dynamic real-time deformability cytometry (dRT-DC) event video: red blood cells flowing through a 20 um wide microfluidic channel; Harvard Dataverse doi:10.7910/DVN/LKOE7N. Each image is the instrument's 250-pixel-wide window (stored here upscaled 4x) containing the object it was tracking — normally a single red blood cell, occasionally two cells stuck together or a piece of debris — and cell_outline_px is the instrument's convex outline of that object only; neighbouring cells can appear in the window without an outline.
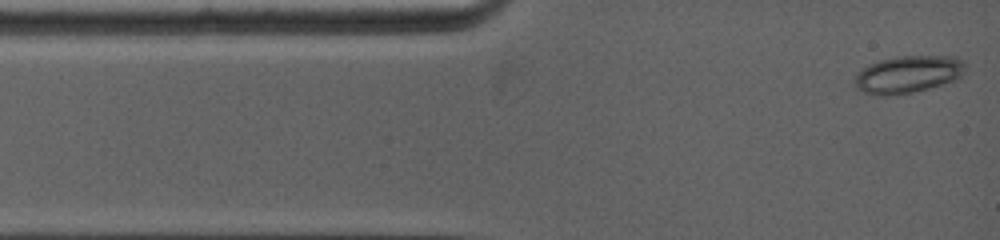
{"species": "common noctule bat (a hibernating species)", "species_latin": "Nyctalus noctula", "temperature_condition": "warm", "stored_images_in_passage": 35, "camera_frame_rate_fps": 5000, "um_per_image_px": 0.085, "animal": {"sex": "female", "body_mass_g": 19.0, "forearm_length_mm": 53.3}, "frame": {"image": 1, "passage_image": 1, "time_ms": 0.0, "image_size_px": [1000, 240], "cell_outline_px": [[964, 72], [956, 80], [944, 84], [912, 92], [888, 96], [876, 96], [864, 92], [856, 88], [852, 84], [852, 80], [868, 64], [880, 60], [896, 56], [956, 56], [964, 60]], "centroid_in_image_um": [77.16, 6.32], "position_along_channel_um": 7.8, "area_um2": 24.28}}
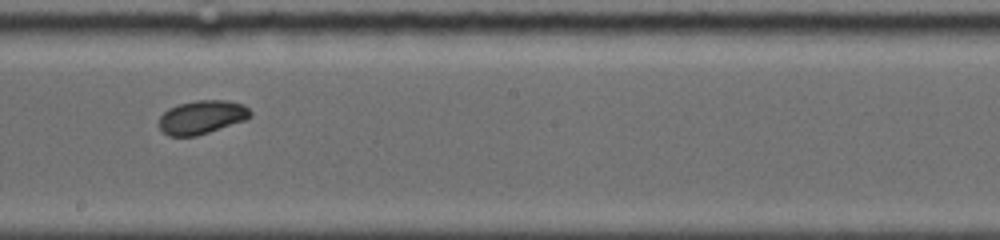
{"frame": {"image": 2, "passage_image": 19, "time_ms": 6.8, "image_size_px": [1000, 240], "cell_outline_px": [[252, 116], [248, 120], [196, 136], [168, 136], [156, 124], [160, 116], [168, 108], [180, 104], [196, 100], [228, 100], [244, 104], [252, 112]], "centroid_in_image_um": [17.18, 9.96], "position_along_channel_um": 231.0, "area_um2": 18.21}}
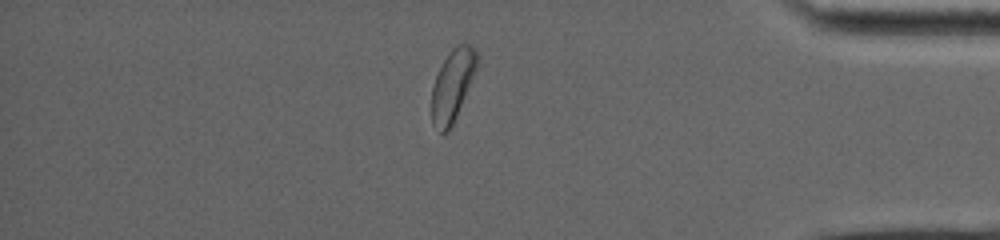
{"frame": {"image": 3, "passage_image": 31, "time_ms": 11.8, "image_size_px": [1000, 240], "cell_outline_px": [[480, 56], [476, 68], [456, 116], [448, 132], [440, 132], [432, 124], [432, 88], [436, 76], [444, 60], [452, 48], [456, 44], [468, 44]], "centroid_in_image_um": [38.46, 7.23], "position_along_channel_um": 396.7, "area_um2": 18.38}, "authors_computed_cell_mechanics": {"area_um2": 18.3226, "velocity_mm_per_s": 3.9601, "shape_relaxation_time_tau1_ms": 3.0577, "shape_relaxation_time_tau2_ms": null, "deformation_change_tau1": 0.091, "deformation_change_tau2": null}}